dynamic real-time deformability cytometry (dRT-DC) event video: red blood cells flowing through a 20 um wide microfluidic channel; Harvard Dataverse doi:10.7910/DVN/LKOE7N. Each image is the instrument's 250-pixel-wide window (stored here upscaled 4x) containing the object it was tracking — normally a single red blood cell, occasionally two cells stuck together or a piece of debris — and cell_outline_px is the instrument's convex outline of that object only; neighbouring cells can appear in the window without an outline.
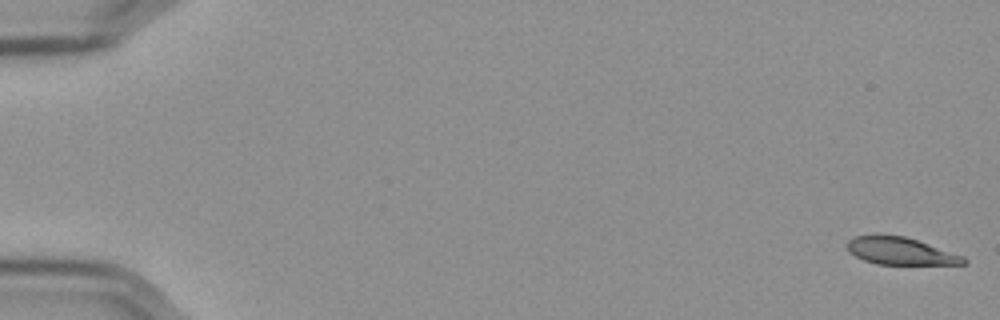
{"species": "Egyptian fruit bat (a non-hibernating species)", "species_latin": "Rousettus aegyptiacus", "temperature_condition": "cold", "stored_images_in_passage": 58, "camera_frame_rate_fps": 3000, "um_per_image_px": 0.085, "frame": {"image": 1, "passage_image": 1, "time_ms": 0.0, "image_size_px": [1000, 320], "cell_outline_px": [[968, 260], [964, 264], [876, 264], [864, 260], [848, 252], [844, 244], [848, 240], [856, 236], [904, 236], [964, 256]], "centroid_in_image_um": [76.51, 21.35], "position_along_channel_um": 8.5, "area_um2": 18.21}}
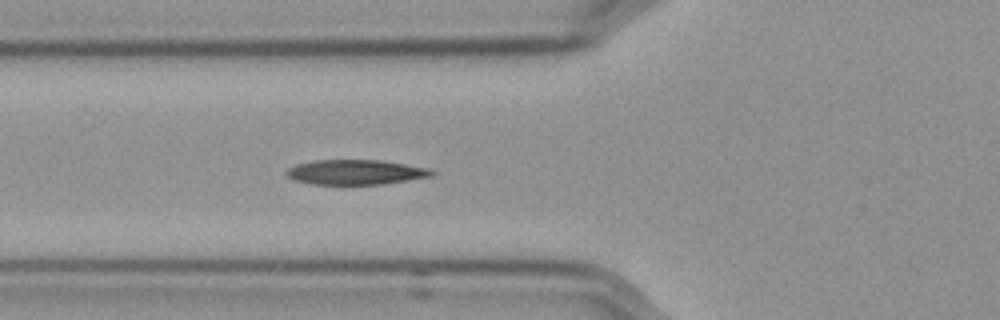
{"frame": {"image": 2, "passage_image": 22, "time_ms": 7.0, "image_size_px": [1000, 320], "cell_outline_px": [[436, 172], [432, 176], [384, 184], [308, 184], [292, 180], [284, 172], [288, 168], [296, 164], [312, 160], [380, 160], [428, 168]], "centroid_in_image_um": [30.17, 14.63], "position_along_channel_um": 95.6, "area_um2": 21.15}}
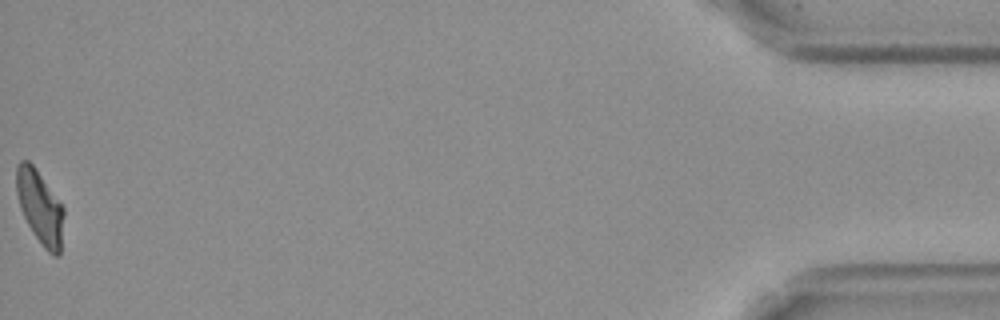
{"frame": {"image": 3, "passage_image": 58, "time_ms": 19.0, "image_size_px": [1000, 320], "cell_outline_px": [[64, 212], [60, 256], [52, 256], [44, 248], [32, 232], [20, 208], [16, 192], [16, 164], [20, 160], [28, 160], [36, 168], [64, 208]], "centroid_in_image_um": [3.39, 17.61], "position_along_channel_um": 431.8, "area_um2": 20.35}, "authors_computed_cell_mechanics": {"area_um2": 20.8658, "velocity_mm_per_s": 3.5571, "shape_relaxation_time_tau1_ms": 5.1485, "shape_relaxation_time_tau2_ms": 3.0499, "deformation_change_tau1": 0.1707, "deformation_change_tau2": 0.0994}}